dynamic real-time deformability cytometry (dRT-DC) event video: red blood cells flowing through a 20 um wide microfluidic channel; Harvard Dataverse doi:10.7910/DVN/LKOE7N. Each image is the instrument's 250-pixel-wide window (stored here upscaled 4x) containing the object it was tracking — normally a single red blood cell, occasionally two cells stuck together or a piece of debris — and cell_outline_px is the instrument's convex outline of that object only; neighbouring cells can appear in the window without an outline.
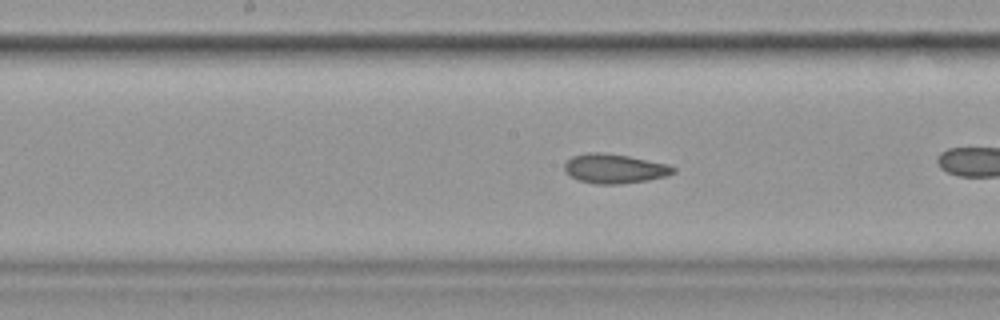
{"species": "common noctule bat (a hibernating species)", "species_latin": "Nyctalus noctula", "temperature_condition": "cold", "stored_images_in_passage": 28, "camera_frame_rate_fps": 3000, "um_per_image_px": 0.085, "animal": {"sex": "female", "body_mass_g": 19.9}, "frame": {"image": 1, "passage_image": 13, "time_ms": 4.0, "image_size_px": [1000, 320], "cell_outline_px": [[676, 172], [668, 176], [648, 180], [620, 184], [596, 184], [580, 180], [568, 176], [564, 172], [564, 164], [572, 156], [588, 152], [600, 152], [628, 156], [668, 164], [676, 168]], "centroid_in_image_um": [52.23, 14.34], "position_along_channel_um": 196.0, "area_um2": 18.79}}
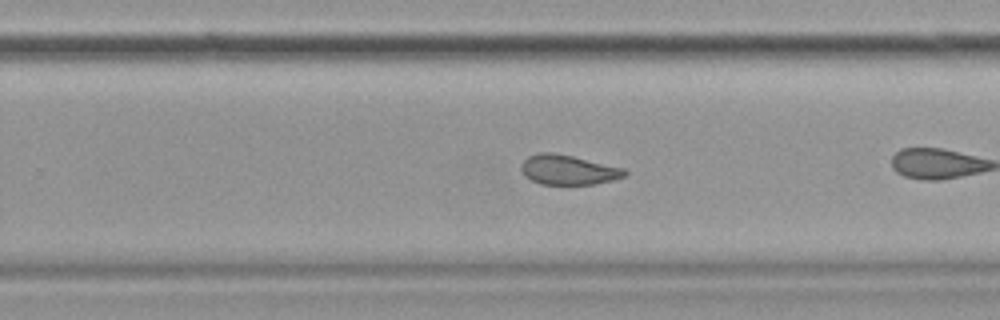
{"frame": {"image": 2, "passage_image": 20, "time_ms": 6.333, "image_size_px": [1000, 320], "cell_outline_px": [[628, 172], [624, 176], [612, 180], [596, 184], [540, 184], [524, 176], [520, 168], [520, 164], [528, 156], [540, 152], [552, 152], [572, 156], [624, 168]], "centroid_in_image_um": [48.27, 14.43], "position_along_channel_um": 281.5, "area_um2": 17.92}}